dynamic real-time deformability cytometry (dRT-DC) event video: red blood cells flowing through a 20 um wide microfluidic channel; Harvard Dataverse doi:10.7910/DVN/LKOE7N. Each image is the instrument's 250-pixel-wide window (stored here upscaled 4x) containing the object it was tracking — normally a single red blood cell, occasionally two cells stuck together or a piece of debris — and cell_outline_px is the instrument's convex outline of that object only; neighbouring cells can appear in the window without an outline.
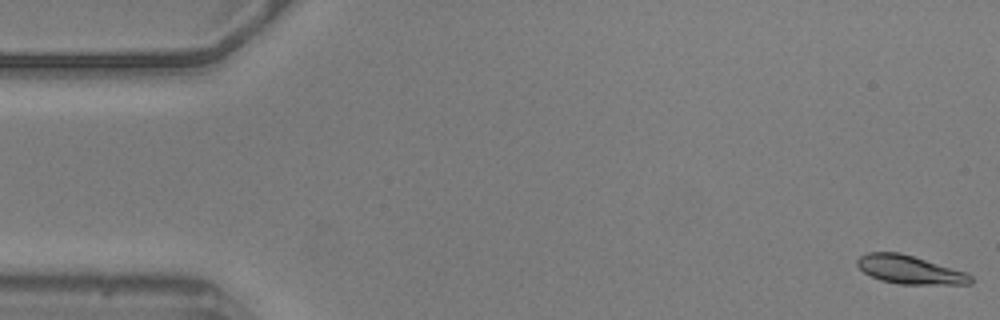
{"species": "common noctule bat (a hibernating species)", "species_latin": "Nyctalus noctula", "temperature_condition": "warm", "stored_images_in_passage": 57, "camera_frame_rate_fps": 3000, "um_per_image_px": 0.085, "animal": {"sex": "male", "body_mass_g": 20.5, "forearm_length_mm": 52.5}, "frame": {"image": 1, "passage_image": 1, "time_ms": 0.0, "image_size_px": [1000, 320], "cell_outline_px": [[972, 284], [900, 284], [880, 280], [864, 272], [856, 264], [856, 260], [860, 256], [868, 252], [900, 252], [964, 272], [972, 276]], "centroid_in_image_um": [77.29, 22.92], "position_along_channel_um": 7.7, "area_um2": 18.5}}
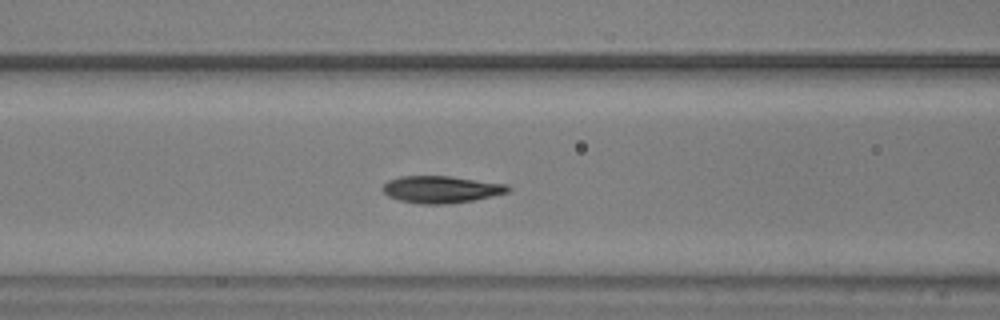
{"frame": {"image": 2, "passage_image": 22, "time_ms": 7.0, "image_size_px": [1000, 320], "cell_outline_px": [[512, 188], [508, 192], [492, 196], [472, 200], [448, 204], [420, 204], [400, 200], [388, 196], [380, 188], [388, 180], [400, 176], [452, 176], [508, 184]], "centroid_in_image_um": [37.5, 16.09], "position_along_channel_um": 129.1, "area_um2": 19.88}}
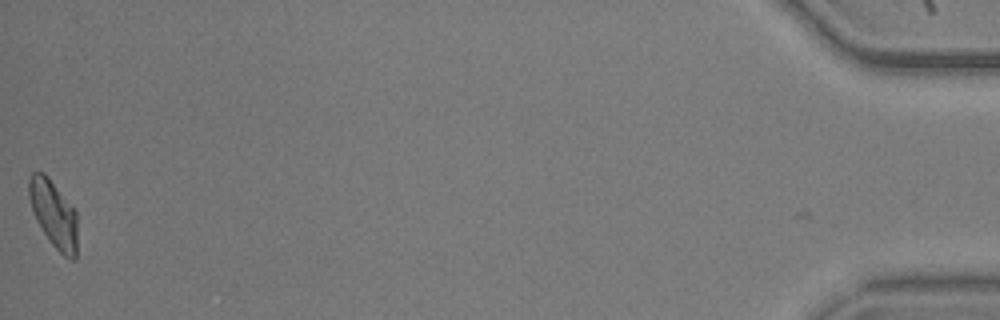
{"frame": {"image": 3, "passage_image": 56, "time_ms": 18.333, "image_size_px": [1000, 320], "cell_outline_px": [[76, 256], [72, 260], [64, 256], [52, 244], [36, 220], [28, 196], [28, 180], [32, 172], [44, 172], [48, 176], [76, 208]], "centroid_in_image_um": [4.56, 18.13], "position_along_channel_um": 430.6, "area_um2": 19.02}, "authors_computed_cell_mechanics": {"area_um2": 19.1318, "velocity_mm_per_s": 3.5798, "shape_relaxation_time_tau1_ms": 2.471, "shape_relaxation_time_tau2_ms": 0.998, "deformation_change_tau1": 0.1272, "deformation_change_tau2": 0.0497}}